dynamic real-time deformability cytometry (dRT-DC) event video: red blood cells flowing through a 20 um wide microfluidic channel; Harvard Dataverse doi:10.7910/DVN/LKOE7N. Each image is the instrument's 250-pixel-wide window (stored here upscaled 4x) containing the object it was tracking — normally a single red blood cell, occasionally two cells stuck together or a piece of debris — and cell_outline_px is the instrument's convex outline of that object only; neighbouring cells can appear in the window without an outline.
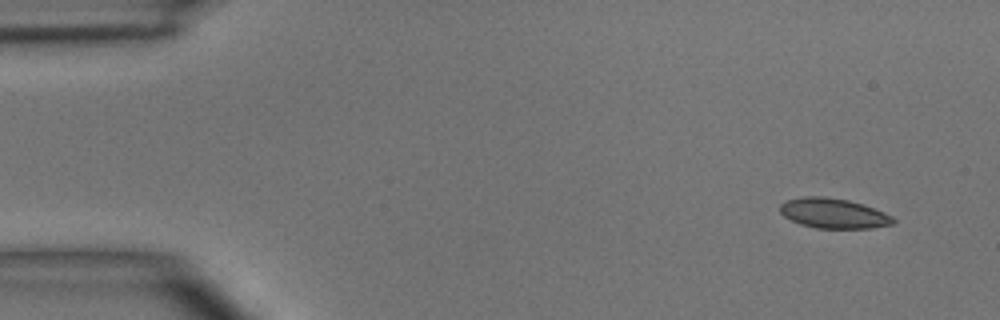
{"species": "common noctule bat (a hibernating species)", "species_latin": "Nyctalus noctula", "temperature_condition": "room temperature", "stored_images_in_passage": 4, "camera_frame_rate_fps": 3000, "um_per_image_px": 0.085, "animal": {"sex": "male", "body_mass_g": 15.6}, "frame": {"image": 1, "passage_image": 1, "time_ms": 0.0, "image_size_px": [1000, 320], "cell_outline_px": [[896, 220], [892, 224], [872, 228], [816, 228], [800, 224], [784, 216], [780, 212], [780, 204], [788, 200], [804, 196], [824, 196], [848, 200], [884, 212], [892, 216]], "centroid_in_image_um": [70.84, 18.13], "position_along_channel_um": 14.2, "area_um2": 19.59}}
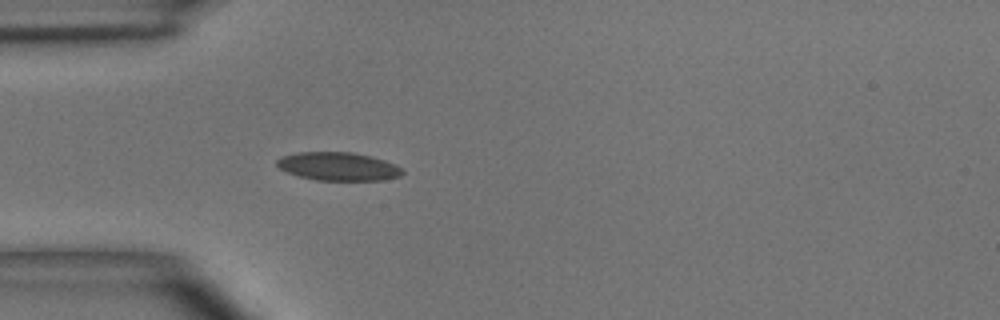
{"frame": {"image": 2, "passage_image": 4, "time_ms": 3.667, "image_size_px": [1000, 320], "cell_outline_px": [[404, 172], [400, 176], [380, 180], [316, 180], [300, 176], [288, 172], [280, 168], [276, 164], [276, 160], [280, 156], [296, 152], [352, 152], [372, 156], [396, 164]], "centroid_in_image_um": [28.74, 14.13], "position_along_channel_um": 56.3, "area_um2": 20.69}}